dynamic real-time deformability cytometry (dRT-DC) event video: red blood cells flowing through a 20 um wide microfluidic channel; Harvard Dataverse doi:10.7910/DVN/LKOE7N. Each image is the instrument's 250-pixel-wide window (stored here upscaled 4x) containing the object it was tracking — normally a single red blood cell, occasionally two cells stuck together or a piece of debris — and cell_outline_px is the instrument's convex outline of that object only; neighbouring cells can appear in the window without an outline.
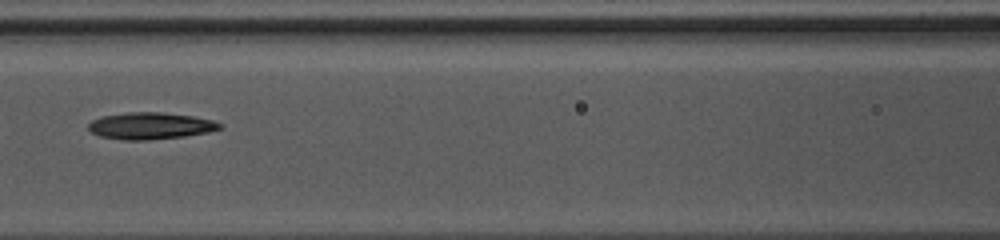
{"species": "common noctule bat (a hibernating species)", "species_latin": "Nyctalus noctula", "temperature_condition": "warm", "stored_images_in_passage": 26, "camera_frame_rate_fps": 3000, "um_per_image_px": 0.085, "animal": {"sex": "female", "body_mass_g": 10.0, "forearm_length_mm": 53.1}, "frame": {"image": 1, "passage_image": 12, "time_ms": 3.667, "image_size_px": [1000, 240], "cell_outline_px": [[224, 128], [208, 132], [184, 136], [148, 140], [124, 140], [100, 136], [92, 132], [88, 128], [88, 124], [92, 120], [100, 116], [128, 112], [160, 112], [192, 116], [212, 120], [224, 124]], "centroid_in_image_um": [12.8, 10.69], "position_along_channel_um": 153.8, "area_um2": 20.58}}